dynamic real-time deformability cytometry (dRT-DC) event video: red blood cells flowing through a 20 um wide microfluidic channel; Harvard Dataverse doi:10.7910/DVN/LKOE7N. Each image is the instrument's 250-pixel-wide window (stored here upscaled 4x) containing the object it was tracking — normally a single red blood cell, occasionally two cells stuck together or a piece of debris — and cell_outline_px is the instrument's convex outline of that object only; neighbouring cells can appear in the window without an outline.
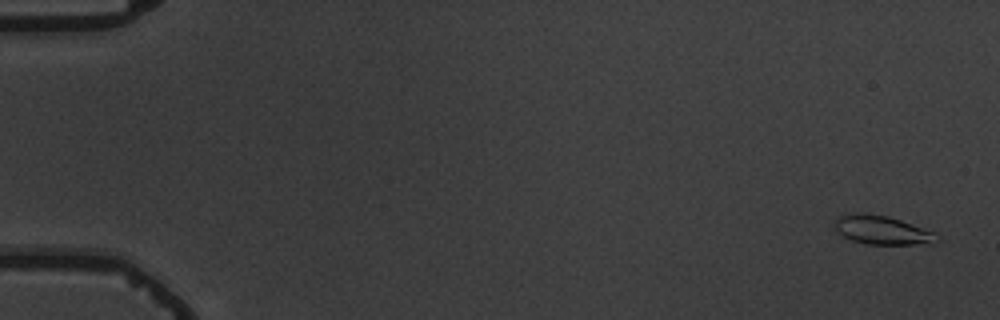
{"species": "common noctule bat (a hibernating species)", "species_latin": "Nyctalus noctula", "temperature_condition": "warm", "stored_images_in_passage": 6, "camera_frame_rate_fps": 3000, "um_per_image_px": 0.085, "animal": {"sex": "male", "body_mass_g": 19.5, "forearm_length_mm": 54.6}, "frame": {"image": 1, "passage_image": 1, "time_ms": 0.0, "image_size_px": [1000, 320], "cell_outline_px": [[940, 240], [916, 244], [868, 244], [852, 240], [836, 232], [836, 220], [840, 216], [852, 212], [856, 212], [888, 216], [936, 232]], "centroid_in_image_um": [74.97, 19.55], "position_along_channel_um": 10.0, "area_um2": 16.88}}
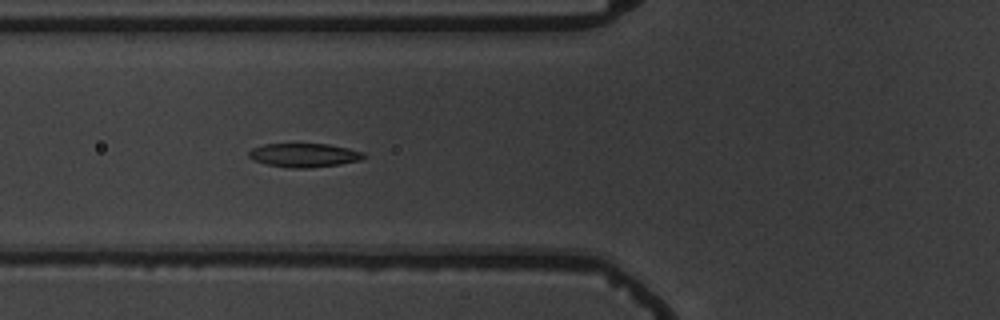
{"frame": {"image": 2, "passage_image": 6, "time_ms": 6.667, "image_size_px": [1000, 320], "cell_outline_px": [[368, 156], [360, 160], [340, 164], [308, 168], [288, 168], [268, 164], [252, 160], [248, 156], [248, 152], [252, 148], [264, 144], [328, 144], [348, 148], [364, 152]], "centroid_in_image_um": [25.86, 13.19], "position_along_channel_um": 99.9, "area_um2": 16.01}}